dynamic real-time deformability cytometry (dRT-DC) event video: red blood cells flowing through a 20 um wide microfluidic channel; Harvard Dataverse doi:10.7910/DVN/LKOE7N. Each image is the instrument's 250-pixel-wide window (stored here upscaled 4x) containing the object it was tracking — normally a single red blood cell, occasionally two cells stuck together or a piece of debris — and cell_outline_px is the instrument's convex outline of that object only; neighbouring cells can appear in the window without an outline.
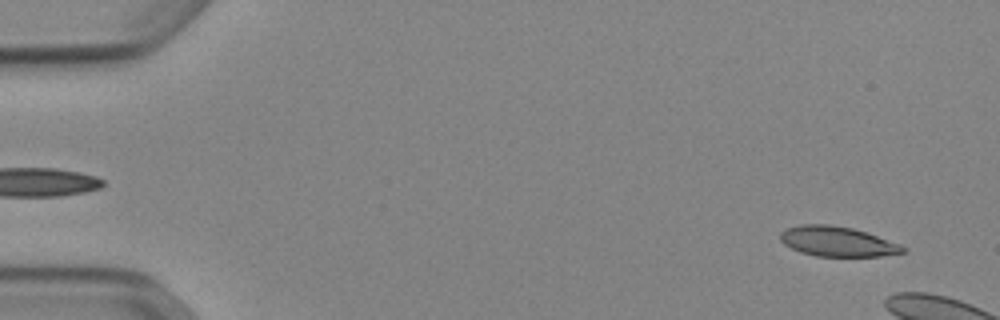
{"species": "Egyptian fruit bat (a non-hibernating species)", "species_latin": "Rousettus aegyptiacus", "temperature_condition": "cold", "stored_images_in_passage": 8, "camera_frame_rate_fps": 3000, "um_per_image_px": 0.085, "animal": {"sex": "female"}, "frame": {"image": 1, "passage_image": 3, "time_ms": 0.667, "image_size_px": [1000, 320], "cell_outline_px": [[908, 248], [904, 252], [880, 256], [816, 256], [800, 252], [784, 244], [780, 240], [780, 232], [784, 228], [800, 224], [828, 224], [852, 228], [900, 244]], "centroid_in_image_um": [71.13, 20.52], "position_along_channel_um": 13.9, "area_um2": 21.33}}